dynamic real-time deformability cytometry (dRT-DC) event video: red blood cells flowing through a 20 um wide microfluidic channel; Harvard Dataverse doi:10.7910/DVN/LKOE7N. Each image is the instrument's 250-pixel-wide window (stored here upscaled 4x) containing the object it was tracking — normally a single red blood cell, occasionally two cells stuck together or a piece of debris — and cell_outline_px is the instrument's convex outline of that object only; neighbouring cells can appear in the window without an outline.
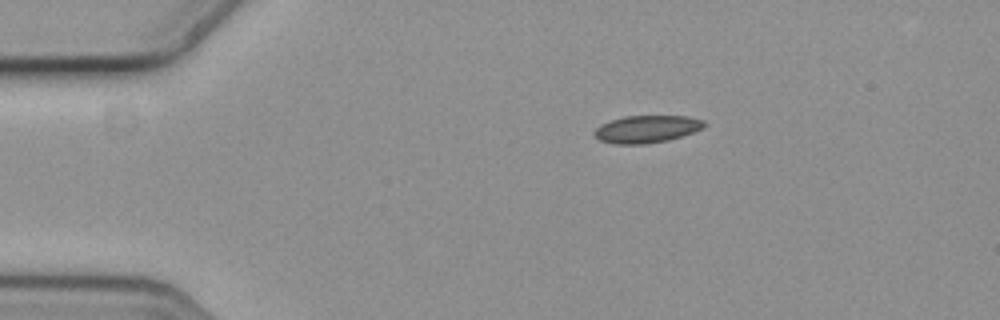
{"species": "common noctule bat (a hibernating species)", "species_latin": "Nyctalus noctula", "temperature_condition": "cold", "stored_images_in_passage": 48, "camera_frame_rate_fps": 3000, "um_per_image_px": 0.085, "animal": {"sex": "female", "body_mass_g": 19.3, "forearm_length_mm": 54.1}, "frame": {"image": 1, "passage_image": 1, "time_ms": 0.0, "image_size_px": [1000, 320], "cell_outline_px": [[704, 128], [668, 140], [644, 144], [612, 144], [600, 140], [592, 132], [600, 124], [624, 116], [688, 116], [704, 120]], "centroid_in_image_um": [54.94, 10.97], "position_along_channel_um": 30.1, "area_um2": 17.46}}
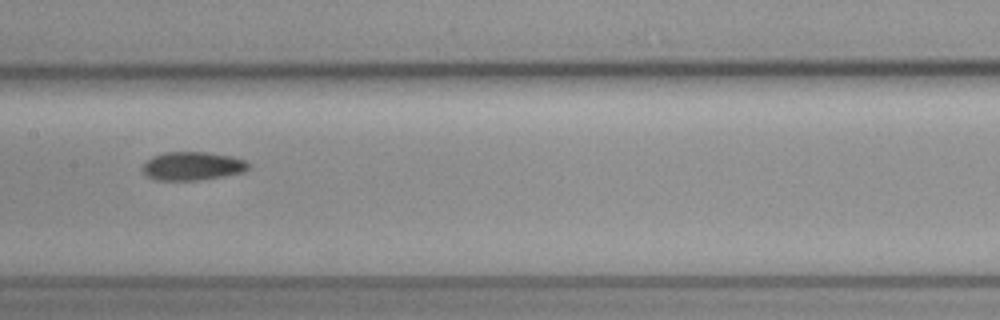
{"frame": {"image": 2, "passage_image": 19, "time_ms": 6.0, "image_size_px": [1000, 320], "cell_outline_px": [[248, 168], [244, 172], [224, 176], [200, 180], [156, 180], [148, 176], [140, 168], [152, 156], [164, 152], [208, 152], [232, 156], [244, 160], [248, 164]], "centroid_in_image_um": [16.35, 14.11], "position_along_channel_um": 191.1, "area_um2": 17.57}}
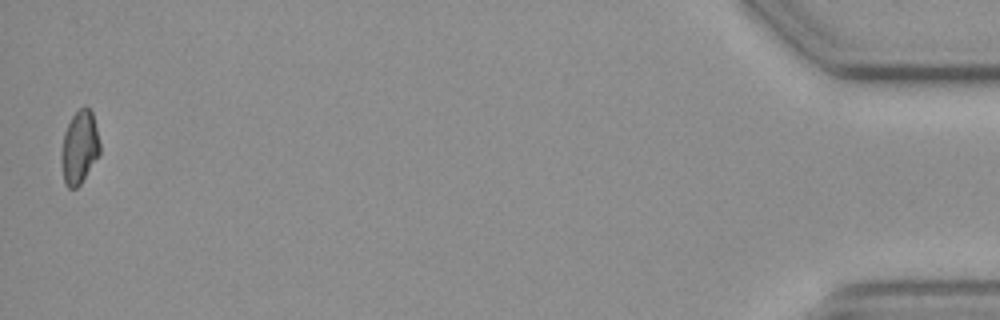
{"frame": {"image": 3, "passage_image": 47, "time_ms": 15.333, "image_size_px": [1000, 320], "cell_outline_px": [[100, 152], [80, 184], [76, 188], [68, 188], [64, 184], [60, 160], [60, 152], [64, 132], [72, 116], [84, 104], [92, 112], [100, 144]], "centroid_in_image_um": [6.72, 12.53], "position_along_channel_um": 428.5, "area_um2": 16.42}}